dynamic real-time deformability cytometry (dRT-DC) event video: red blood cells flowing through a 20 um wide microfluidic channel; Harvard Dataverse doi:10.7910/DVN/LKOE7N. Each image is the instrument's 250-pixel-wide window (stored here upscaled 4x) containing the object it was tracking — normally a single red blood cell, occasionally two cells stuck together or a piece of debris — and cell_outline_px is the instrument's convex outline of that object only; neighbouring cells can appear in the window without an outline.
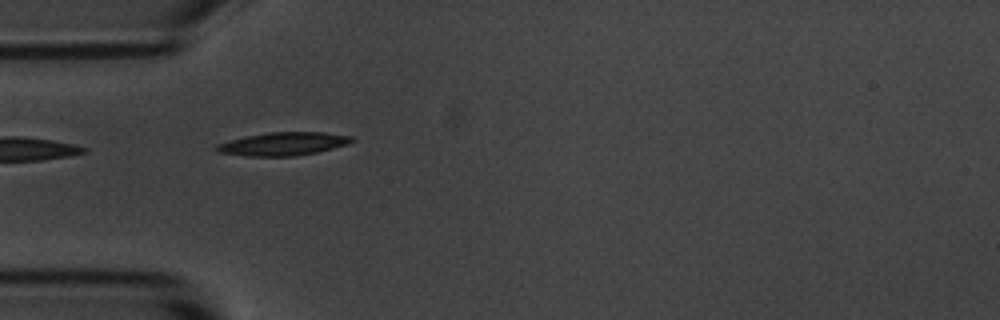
{"species": "common noctule bat (a hibernating species)", "species_latin": "Nyctalus noctula", "temperature_condition": "room temperature", "stored_images_in_passage": 7, "camera_frame_rate_fps": 3000, "um_per_image_px": 0.085, "animal": {"sex": "male", "body_mass_g": 20.1, "forearm_length_mm": 53.5}, "frame": {"image": 1, "passage_image": 2, "time_ms": 1.0, "image_size_px": [1000, 320], "cell_outline_px": [[356, 140], [348, 144], [316, 152], [296, 156], [248, 156], [220, 152], [212, 148], [216, 144], [248, 136], [268, 132], [324, 132], [352, 136]], "centroid_in_image_um": [24.1, 12.22], "position_along_channel_um": 60.9, "area_um2": 18.15}}
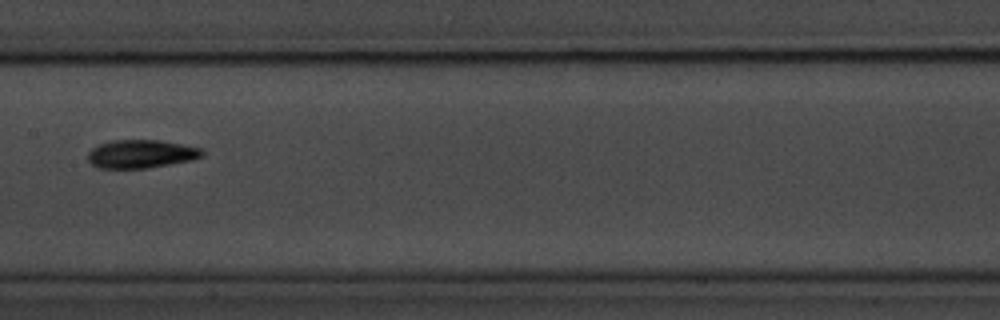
{"frame": {"image": 2, "passage_image": 5, "time_ms": 4.667, "image_size_px": [1000, 320], "cell_outline_px": [[204, 156], [192, 160], [148, 168], [100, 168], [92, 164], [88, 160], [88, 152], [92, 148], [108, 140], [160, 140], [200, 148], [204, 152]], "centroid_in_image_um": [11.99, 13.08], "position_along_channel_um": 195.4, "area_um2": 18.84}}
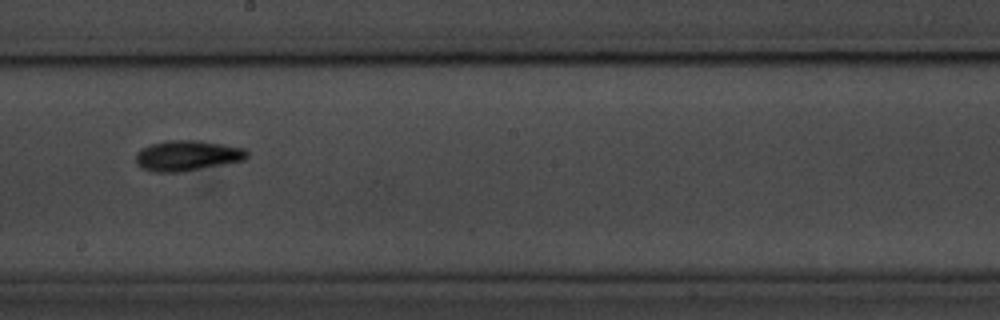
{"frame": {"image": 3, "passage_image": 6, "time_ms": 5.667, "image_size_px": [1000, 320], "cell_outline_px": [[248, 156], [244, 160], [184, 172], [152, 172], [140, 168], [136, 164], [136, 152], [140, 148], [152, 144], [168, 140], [200, 140], [224, 144], [244, 148], [248, 152]], "centroid_in_image_um": [15.89, 13.23], "position_along_channel_um": 232.3, "area_um2": 20.0}}